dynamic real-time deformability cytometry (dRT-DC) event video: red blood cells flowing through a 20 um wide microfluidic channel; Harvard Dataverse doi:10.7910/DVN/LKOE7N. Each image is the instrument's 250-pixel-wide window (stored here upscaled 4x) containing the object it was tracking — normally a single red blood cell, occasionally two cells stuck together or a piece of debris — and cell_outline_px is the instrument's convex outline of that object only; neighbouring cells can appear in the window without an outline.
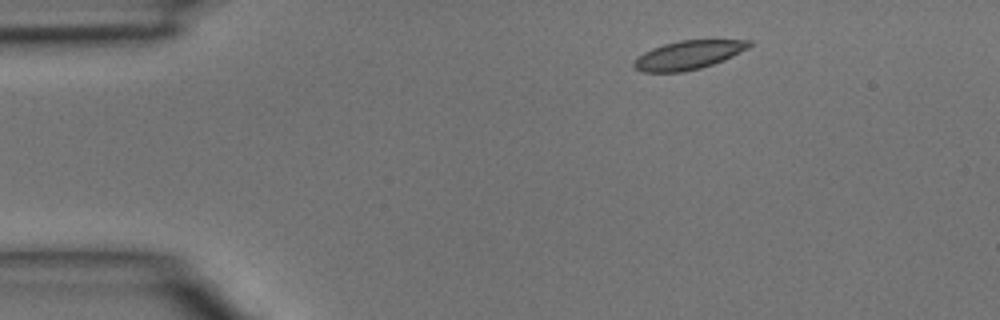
{"species": "common noctule bat (a hibernating species)", "species_latin": "Nyctalus noctula", "temperature_condition": "room temperature", "stored_images_in_passage": 4, "camera_frame_rate_fps": 3000, "um_per_image_px": 0.085, "animal": {"sex": "male", "body_mass_g": 15.6}, "frame": {"image": 1, "passage_image": 1, "time_ms": 0.0, "image_size_px": [1000, 320], "cell_outline_px": [[752, 44], [748, 48], [732, 56], [712, 64], [700, 68], [684, 72], [640, 72], [632, 64], [636, 56], [652, 48], [664, 44], [680, 40], [752, 40]], "centroid_in_image_um": [58.47, 4.68], "position_along_channel_um": 26.5, "area_um2": 19.25}}
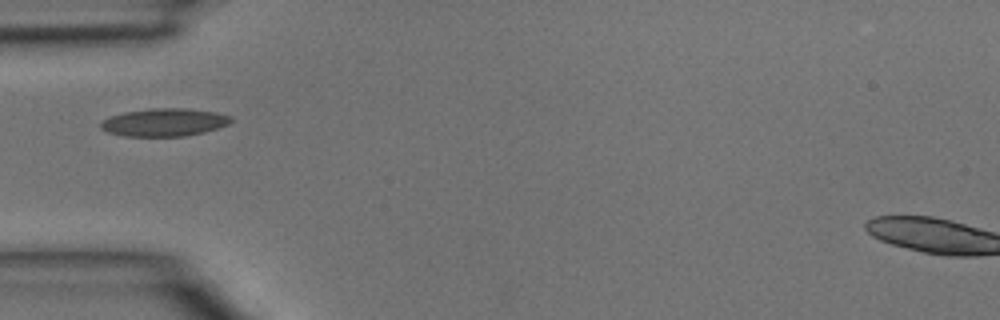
{"frame": {"image": 2, "passage_image": 3, "time_ms": 0.667, "image_size_px": [1000, 320], "cell_outline_px": [[236, 120], [228, 124], [204, 132], [184, 136], [124, 136], [108, 132], [100, 128], [100, 124], [104, 120], [112, 116], [124, 112], [152, 108], [188, 108], [216, 112], [232, 116]], "centroid_in_image_um": [14.01, 10.39], "position_along_channel_um": 71.0, "area_um2": 21.15}}